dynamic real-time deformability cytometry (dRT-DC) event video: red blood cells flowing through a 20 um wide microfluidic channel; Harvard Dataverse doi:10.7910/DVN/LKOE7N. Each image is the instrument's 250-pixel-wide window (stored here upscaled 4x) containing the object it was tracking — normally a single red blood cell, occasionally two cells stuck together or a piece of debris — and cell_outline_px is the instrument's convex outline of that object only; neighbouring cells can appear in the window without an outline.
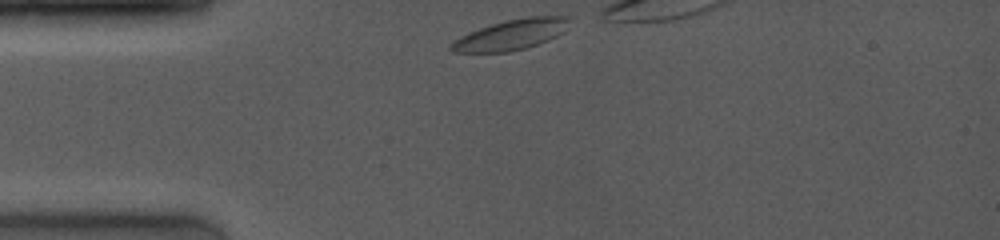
{"species": "common noctule bat (a hibernating species)", "species_latin": "Nyctalus noctula", "temperature_condition": "room temperature", "stored_images_in_passage": 29, "camera_frame_rate_fps": 4000, "um_per_image_px": 0.085, "animal": {"sex": "female", "body_mass_g": 19.0, "forearm_length_mm": 53.3}, "frame": {"image": 1, "passage_image": 1, "time_ms": 0.0, "image_size_px": [1000, 240], "cell_outline_px": [[572, 16], [564, 32], [548, 40], [524, 48], [508, 52], [452, 52], [448, 48], [460, 36], [480, 28], [492, 24], [508, 20], [528, 16]], "centroid_in_image_um": [43.48, 2.94], "position_along_channel_um": 41.5, "area_um2": 20.69}}
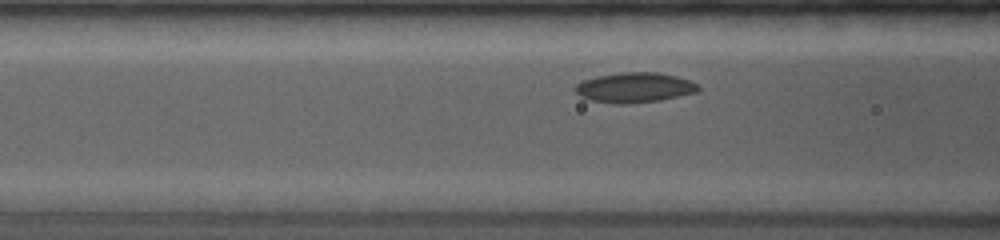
{"frame": {"image": 2, "passage_image": 17, "time_ms": 2.5, "image_size_px": [1000, 240], "cell_outline_px": [[700, 88], [696, 92], [660, 100], [628, 104], [616, 104], [592, 100], [580, 96], [576, 92], [576, 84], [584, 80], [596, 76], [620, 72], [656, 72], [676, 76], [688, 80], [696, 84]], "centroid_in_image_um": [53.92, 7.44], "position_along_channel_um": 112.7, "area_um2": 21.33}}